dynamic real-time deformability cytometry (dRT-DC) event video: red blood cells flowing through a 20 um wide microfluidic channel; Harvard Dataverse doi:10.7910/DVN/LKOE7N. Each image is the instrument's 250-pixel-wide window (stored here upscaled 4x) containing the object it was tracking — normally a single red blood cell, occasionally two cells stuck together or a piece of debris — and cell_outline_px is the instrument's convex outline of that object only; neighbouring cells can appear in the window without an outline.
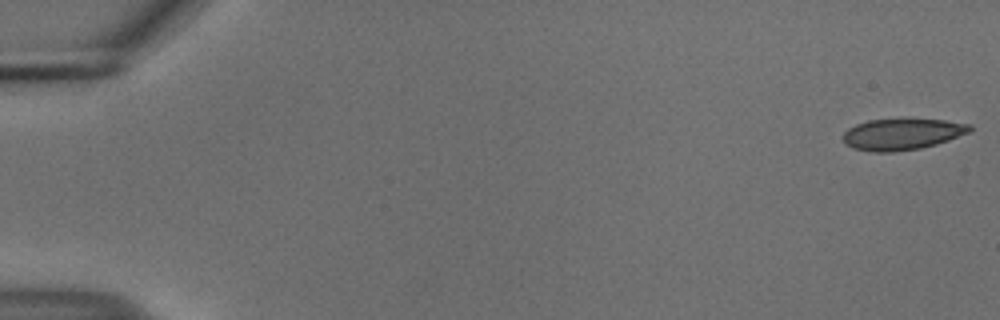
{"species": "common noctule bat (a hibernating species)", "species_latin": "Nyctalus noctula", "temperature_condition": "cold", "stored_images_in_passage": 54, "camera_frame_rate_fps": 3000, "um_per_image_px": 0.085, "animal": {"sex": "male", "body_mass_g": 18.8}, "frame": {"image": 1, "passage_image": 1, "time_ms": 0.0, "image_size_px": [1000, 320], "cell_outline_px": [[972, 128], [968, 132], [948, 140], [936, 144], [920, 148], [892, 152], [872, 152], [852, 148], [844, 144], [840, 136], [848, 128], [856, 124], [868, 120], [900, 116], [908, 116], [944, 120], [972, 124]], "centroid_in_image_um": [76.63, 11.35], "position_along_channel_um": 8.4, "area_um2": 24.22}}
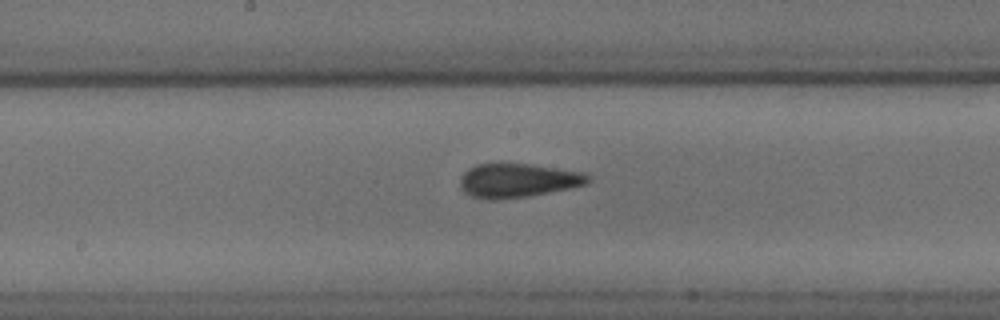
{"frame": {"image": 2, "passage_image": 29, "time_ms": 9.333, "image_size_px": [1000, 320], "cell_outline_px": [[592, 180], [584, 184], [568, 188], [528, 196], [496, 200], [488, 200], [472, 196], [464, 192], [460, 188], [460, 176], [468, 168], [476, 164], [532, 164], [584, 172], [592, 176]], "centroid_in_image_um": [44.0, 15.33], "position_along_channel_um": 204.2, "area_um2": 25.37}}
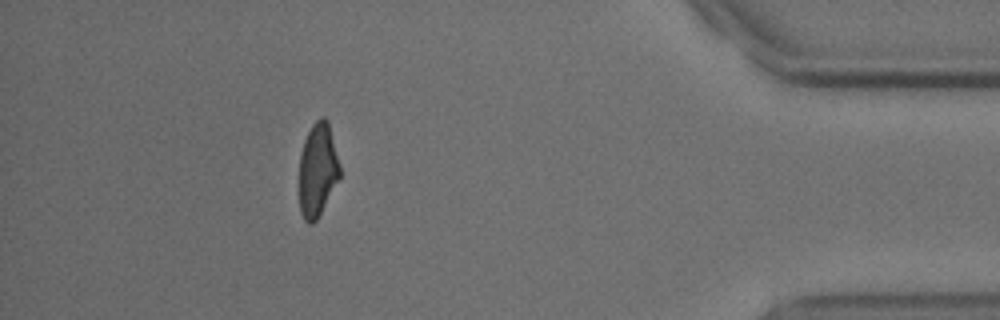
{"frame": {"image": 3, "passage_image": 49, "time_ms": 16.0, "image_size_px": [1000, 320], "cell_outline_px": [[340, 180], [316, 220], [312, 224], [308, 224], [304, 220], [300, 212], [300, 152], [304, 140], [312, 124], [320, 116], [324, 116], [328, 120], [340, 164]], "centroid_in_image_um": [27.01, 14.43], "position_along_channel_um": 408.2, "area_um2": 22.37}, "authors_computed_cell_mechanics": {"area_um2": 24.4205, "velocity_mm_per_s": 3.7331, "shape_relaxation_time_tau1_ms": 6.1586, "shape_relaxation_time_tau2_ms": 1.6146, "deformation_change_tau1": 0.1675, "deformation_change_tau2": 0.0822}}